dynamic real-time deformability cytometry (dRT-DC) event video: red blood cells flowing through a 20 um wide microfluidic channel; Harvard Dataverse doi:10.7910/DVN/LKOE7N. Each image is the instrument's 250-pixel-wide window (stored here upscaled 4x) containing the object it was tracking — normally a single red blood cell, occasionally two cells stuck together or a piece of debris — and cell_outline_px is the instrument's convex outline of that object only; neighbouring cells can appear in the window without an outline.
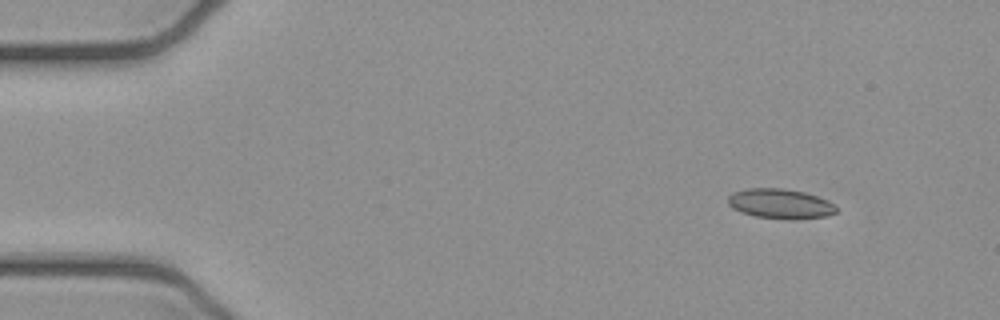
{"species": "common noctule bat (a hibernating species)", "species_latin": "Nyctalus noctula", "temperature_condition": "cold", "stored_images_in_passage": 5, "camera_frame_rate_fps": 3000, "um_per_image_px": 0.085, "animal": {"sex": "female", "body_mass_g": 21.9}, "frame": {"image": 1, "passage_image": 2, "time_ms": 0.333, "image_size_px": [1000, 320], "cell_outline_px": [[836, 212], [824, 216], [800, 220], [788, 220], [756, 216], [740, 212], [732, 208], [728, 204], [728, 196], [732, 192], [748, 188], [784, 188], [804, 192], [828, 200], [836, 208]], "centroid_in_image_um": [66.29, 17.32], "position_along_channel_um": 18.7, "area_um2": 18.96}}